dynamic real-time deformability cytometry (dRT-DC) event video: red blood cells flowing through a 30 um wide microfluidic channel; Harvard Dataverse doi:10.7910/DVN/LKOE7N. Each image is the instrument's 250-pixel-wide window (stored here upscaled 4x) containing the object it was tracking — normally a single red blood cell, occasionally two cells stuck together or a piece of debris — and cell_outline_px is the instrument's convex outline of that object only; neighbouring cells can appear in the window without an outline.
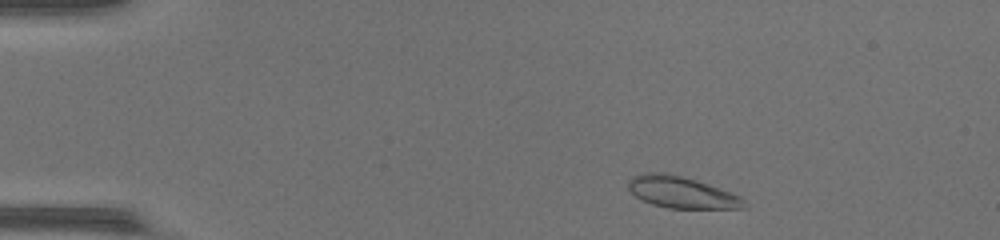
{"species": "common noctule bat (a hibernating species)", "species_latin": "Nyctalus noctula", "temperature_condition": "warm", "stored_images_in_passage": 42, "camera_frame_rate_fps": 3000, "um_per_image_px": 0.085, "animal": {"sex": "female", "body_mass_g": 17.0, "forearm_length_mm": 48.0}, "frame": {"image": 1, "passage_image": 3, "time_ms": 0.667, "image_size_px": [1000, 240], "cell_outline_px": [[744, 208], [668, 208], [652, 204], [636, 196], [628, 188], [628, 180], [632, 176], [644, 172], [668, 172], [696, 180], [732, 192], [740, 196], [744, 200]], "centroid_in_image_um": [57.9, 16.32], "position_along_channel_um": 27.1, "area_um2": 21.27}}
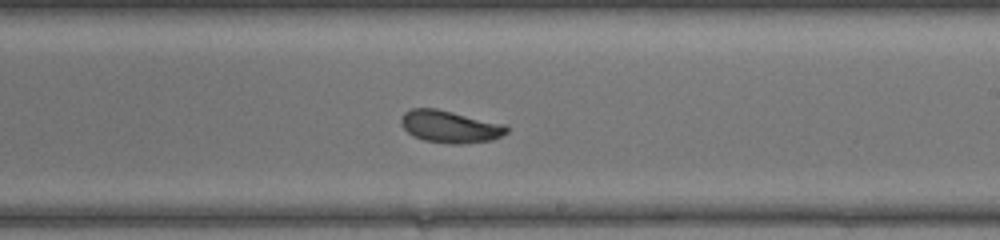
{"frame": {"image": 2, "passage_image": 24, "time_ms": 7.667, "image_size_px": [1000, 240], "cell_outline_px": [[508, 132], [492, 140], [460, 144], [448, 144], [424, 140], [412, 136], [400, 124], [400, 120], [404, 112], [412, 108], [436, 108], [508, 124]], "centroid_in_image_um": [38.26, 10.76], "position_along_channel_um": 250.7, "area_um2": 20.11}}
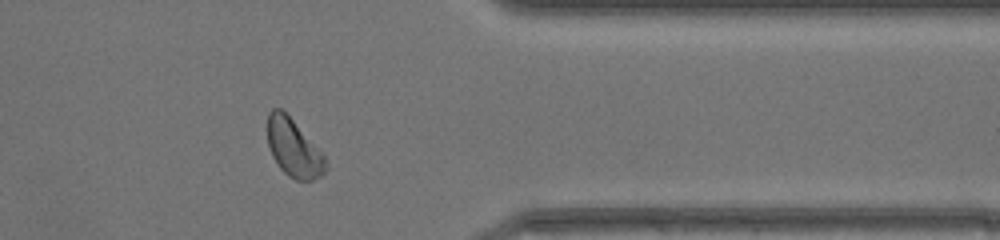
{"frame": {"image": 3, "passage_image": 34, "time_ms": 11.0, "image_size_px": [1000, 240], "cell_outline_px": [[328, 168], [320, 176], [312, 180], [296, 180], [288, 176], [280, 168], [272, 156], [268, 144], [268, 112], [272, 108], [280, 108], [292, 120], [324, 156]], "centroid_in_image_um": [24.94, 12.61], "position_along_channel_um": 386.5, "area_um2": 19.07}, "authors_computed_cell_mechanics": {"area_um2": 19.8254, "velocity_mm_per_s": 4.3954, "shape_relaxation_time_tau1_ms": 4.7063, "shape_relaxation_time_tau2_ms": 1.8641, "deformation_change_tau1": 0.1269, "deformation_change_tau2": 0.056}}